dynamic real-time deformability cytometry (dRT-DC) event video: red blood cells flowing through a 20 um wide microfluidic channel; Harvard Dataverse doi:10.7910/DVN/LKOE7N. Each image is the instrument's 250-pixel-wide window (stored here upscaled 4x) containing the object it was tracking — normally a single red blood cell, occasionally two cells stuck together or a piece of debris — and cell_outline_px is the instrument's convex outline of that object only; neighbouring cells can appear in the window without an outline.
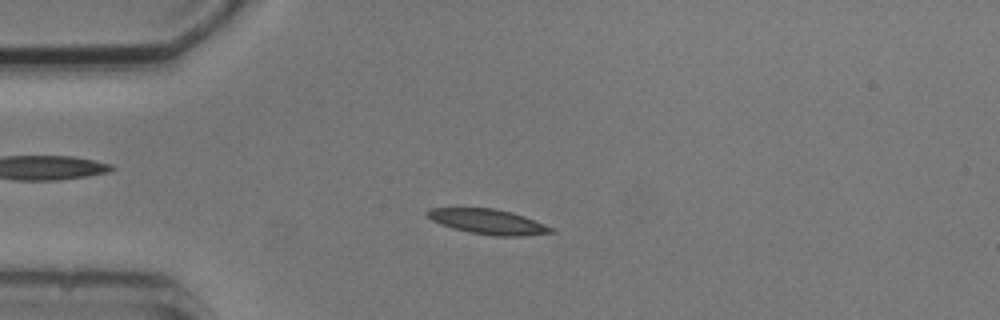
{"species": "common noctule bat (a hibernating species)", "species_latin": "Nyctalus noctula", "temperature_condition": "cold", "stored_images_in_passage": 7, "camera_frame_rate_fps": 3000, "um_per_image_px": 0.085, "animal": {"sex": "male", "body_mass_g": 20.5, "forearm_length_mm": 52.5}, "frame": {"image": 1, "passage_image": 3, "time_ms": 2.333, "image_size_px": [1000, 320], "cell_outline_px": [[556, 232], [520, 236], [496, 236], [472, 232], [452, 228], [440, 224], [432, 220], [424, 212], [428, 208], [496, 208], [512, 212], [524, 216], [556, 228]], "centroid_in_image_um": [41.51, 18.83], "position_along_channel_um": 43.5, "area_um2": 18.09}}